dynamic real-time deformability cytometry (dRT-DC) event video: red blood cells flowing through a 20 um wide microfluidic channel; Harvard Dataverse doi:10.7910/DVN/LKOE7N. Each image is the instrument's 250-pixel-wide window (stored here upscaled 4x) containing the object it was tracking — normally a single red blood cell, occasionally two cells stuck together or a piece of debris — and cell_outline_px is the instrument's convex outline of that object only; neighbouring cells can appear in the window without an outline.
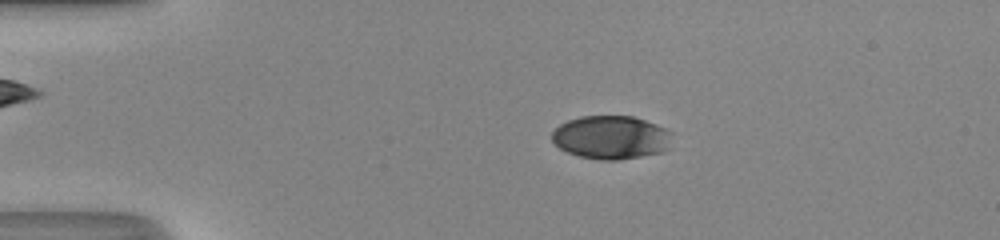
{"species": "human", "species_latin": "Homo sapiens", "temperature_condition": "room temperature", "stored_images_in_passage": 45, "camera_frame_rate_fps": 3000, "um_per_image_px": 0.085, "donor": {"sex": "male"}, "frame": {"image": 1, "passage_image": 7, "time_ms": 2.0, "image_size_px": [1000, 240], "cell_outline_px": [[672, 132], [668, 148], [660, 152], [640, 156], [616, 160], [600, 160], [580, 156], [568, 152], [560, 148], [552, 140], [552, 132], [560, 124], [568, 120], [580, 116], [632, 116], [656, 124]], "centroid_in_image_um": [51.93, 11.67], "position_along_channel_um": 33.1, "area_um2": 30.17}}
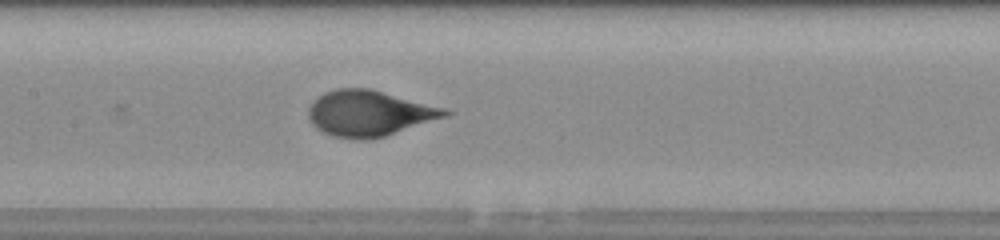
{"frame": {"image": 2, "passage_image": 21, "time_ms": 6.667, "image_size_px": [1000, 240], "cell_outline_px": [[452, 112], [448, 116], [384, 136], [368, 140], [356, 140], [336, 136], [324, 132], [316, 128], [312, 124], [308, 116], [308, 108], [324, 92], [336, 88], [368, 88], [444, 108]], "centroid_in_image_um": [31.37, 9.64], "position_along_channel_um": 176.0, "area_um2": 35.95}}
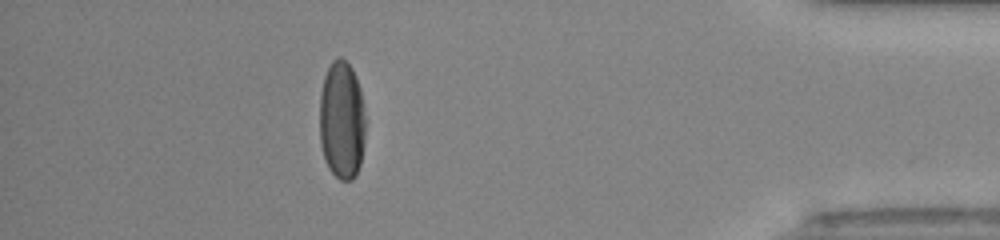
{"frame": {"image": 3, "passage_image": 40, "time_ms": 13.0, "image_size_px": [1000, 240], "cell_outline_px": [[364, 144], [360, 164], [356, 176], [352, 180], [340, 180], [328, 168], [324, 160], [320, 144], [320, 92], [324, 76], [332, 60], [340, 56], [352, 68], [356, 76], [360, 88], [364, 108]], "centroid_in_image_um": [29.04, 10.23], "position_along_channel_um": 406.2, "area_um2": 31.96}}